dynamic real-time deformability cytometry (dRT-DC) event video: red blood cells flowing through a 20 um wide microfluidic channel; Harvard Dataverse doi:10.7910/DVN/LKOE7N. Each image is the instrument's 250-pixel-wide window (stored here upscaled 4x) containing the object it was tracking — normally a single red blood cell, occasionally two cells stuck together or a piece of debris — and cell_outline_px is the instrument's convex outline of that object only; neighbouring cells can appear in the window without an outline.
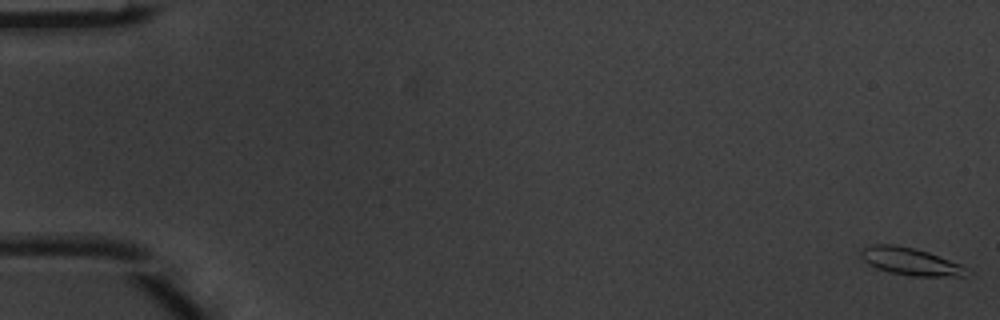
{"species": "common noctule bat (a hibernating species)", "species_latin": "Nyctalus noctula", "temperature_condition": "warm", "stored_images_in_passage": 4, "camera_frame_rate_fps": 3000, "um_per_image_px": 0.085, "animal": {"sex": "male", "body_mass_g": 20.1, "forearm_length_mm": 53.5}, "frame": {"image": 1, "passage_image": 1, "time_ms": 0.0, "image_size_px": [1000, 320], "cell_outline_px": [[972, 272], [964, 276], [912, 276], [888, 272], [876, 268], [868, 264], [860, 256], [860, 252], [864, 248], [872, 244], [892, 244], [912, 248], [928, 252], [960, 264]], "centroid_in_image_um": [77.38, 22.23], "position_along_channel_um": 7.6, "area_um2": 16.82}}